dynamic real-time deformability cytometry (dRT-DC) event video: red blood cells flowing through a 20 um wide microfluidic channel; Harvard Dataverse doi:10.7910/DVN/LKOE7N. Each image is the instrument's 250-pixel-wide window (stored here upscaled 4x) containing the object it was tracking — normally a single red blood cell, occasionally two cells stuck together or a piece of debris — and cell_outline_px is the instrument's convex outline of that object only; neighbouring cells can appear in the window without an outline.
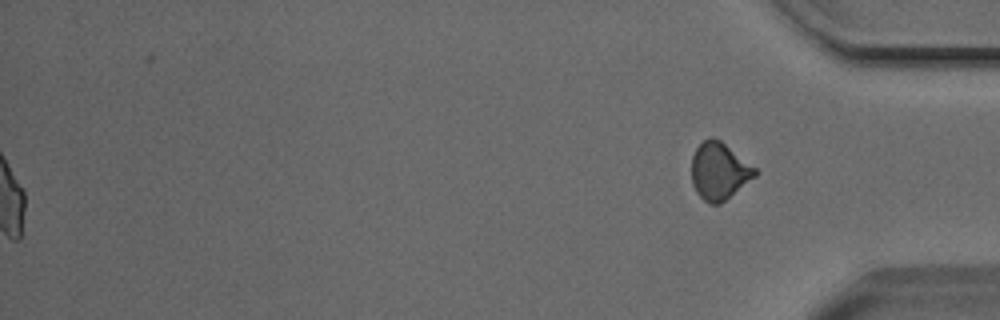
{"species": "Egyptian fruit bat (a non-hibernating species)", "species_latin": "Rousettus aegyptiacus", "temperature_condition": "cold", "stored_images_in_passage": 54, "segment_of_instrument_passage": [2, 2], "camera_frame_rate_fps": 3000, "um_per_image_px": 0.085, "animal": {"sex": "male"}, "frame": {"image": 1, "passage_image": 54, "time_ms": 17.667, "image_size_px": [1000, 320], "cell_outline_px": [[756, 176], [720, 204], [712, 204], [704, 200], [696, 192], [692, 184], [692, 156], [696, 148], [708, 136], [712, 136], [720, 140], [756, 168]], "centroid_in_image_um": [61.11, 14.53], "position_along_channel_um": 374.1, "area_um2": 20.98}}